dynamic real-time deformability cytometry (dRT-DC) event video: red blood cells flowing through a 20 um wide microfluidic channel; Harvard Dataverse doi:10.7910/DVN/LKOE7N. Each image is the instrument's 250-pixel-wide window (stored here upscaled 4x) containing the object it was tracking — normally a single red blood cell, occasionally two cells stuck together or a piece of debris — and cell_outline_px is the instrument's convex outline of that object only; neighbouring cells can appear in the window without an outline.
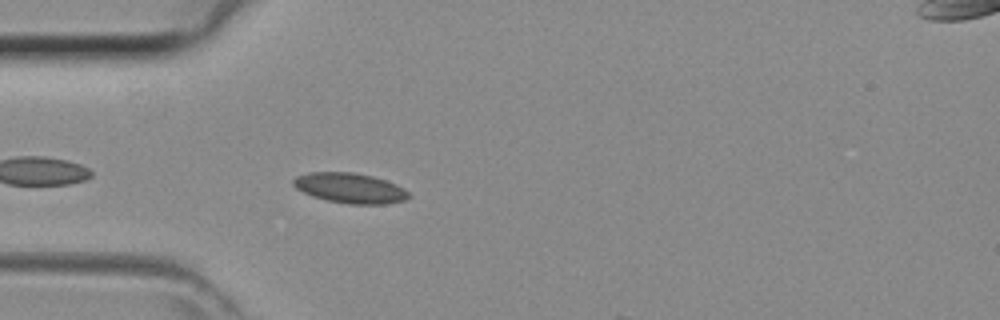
{"species": "common noctule bat (a hibernating species)", "species_latin": "Nyctalus noctula", "temperature_condition": "room temperature", "stored_images_in_passage": 7, "camera_frame_rate_fps": 3000, "um_per_image_px": 0.085, "animal": {"sex": "female", "body_mass_g": 29.2, "forearm_length_mm": 56.3}, "frame": {"image": 1, "passage_image": 4, "time_ms": 1.0, "image_size_px": [1000, 320], "cell_outline_px": [[408, 196], [404, 200], [388, 204], [348, 204], [328, 200], [312, 196], [296, 188], [292, 184], [292, 180], [296, 176], [308, 172], [352, 172], [372, 176], [396, 184], [404, 188], [408, 192]], "centroid_in_image_um": [29.72, 15.98], "position_along_channel_um": 55.3, "area_um2": 20.17}}